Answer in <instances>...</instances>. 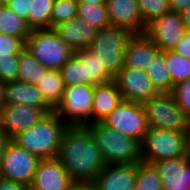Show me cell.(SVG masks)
<instances>
[{
	"mask_svg": "<svg viewBox=\"0 0 190 190\" xmlns=\"http://www.w3.org/2000/svg\"><path fill=\"white\" fill-rule=\"evenodd\" d=\"M57 159L75 182H93L106 166L102 152L86 126H68Z\"/></svg>",
	"mask_w": 190,
	"mask_h": 190,
	"instance_id": "1",
	"label": "cell"
},
{
	"mask_svg": "<svg viewBox=\"0 0 190 190\" xmlns=\"http://www.w3.org/2000/svg\"><path fill=\"white\" fill-rule=\"evenodd\" d=\"M68 125L53 111L11 140L40 159L57 158Z\"/></svg>",
	"mask_w": 190,
	"mask_h": 190,
	"instance_id": "2",
	"label": "cell"
},
{
	"mask_svg": "<svg viewBox=\"0 0 190 190\" xmlns=\"http://www.w3.org/2000/svg\"><path fill=\"white\" fill-rule=\"evenodd\" d=\"M106 164H135L141 161L140 143L102 122L86 125Z\"/></svg>",
	"mask_w": 190,
	"mask_h": 190,
	"instance_id": "3",
	"label": "cell"
},
{
	"mask_svg": "<svg viewBox=\"0 0 190 190\" xmlns=\"http://www.w3.org/2000/svg\"><path fill=\"white\" fill-rule=\"evenodd\" d=\"M189 152L185 132L149 127L140 143L141 161L149 164L185 156Z\"/></svg>",
	"mask_w": 190,
	"mask_h": 190,
	"instance_id": "4",
	"label": "cell"
},
{
	"mask_svg": "<svg viewBox=\"0 0 190 190\" xmlns=\"http://www.w3.org/2000/svg\"><path fill=\"white\" fill-rule=\"evenodd\" d=\"M25 47L47 70L59 71L74 53L54 29H32Z\"/></svg>",
	"mask_w": 190,
	"mask_h": 190,
	"instance_id": "5",
	"label": "cell"
},
{
	"mask_svg": "<svg viewBox=\"0 0 190 190\" xmlns=\"http://www.w3.org/2000/svg\"><path fill=\"white\" fill-rule=\"evenodd\" d=\"M132 35V32L120 27L102 28L98 30L88 48L99 58L112 77L123 67L124 51Z\"/></svg>",
	"mask_w": 190,
	"mask_h": 190,
	"instance_id": "6",
	"label": "cell"
},
{
	"mask_svg": "<svg viewBox=\"0 0 190 190\" xmlns=\"http://www.w3.org/2000/svg\"><path fill=\"white\" fill-rule=\"evenodd\" d=\"M94 86L89 84L65 86L62 100L54 112L68 126H86L93 123Z\"/></svg>",
	"mask_w": 190,
	"mask_h": 190,
	"instance_id": "7",
	"label": "cell"
},
{
	"mask_svg": "<svg viewBox=\"0 0 190 190\" xmlns=\"http://www.w3.org/2000/svg\"><path fill=\"white\" fill-rule=\"evenodd\" d=\"M150 128L186 131L187 114L180 109L171 92H161L143 103Z\"/></svg>",
	"mask_w": 190,
	"mask_h": 190,
	"instance_id": "8",
	"label": "cell"
},
{
	"mask_svg": "<svg viewBox=\"0 0 190 190\" xmlns=\"http://www.w3.org/2000/svg\"><path fill=\"white\" fill-rule=\"evenodd\" d=\"M101 122L139 143L149 128L143 104L126 100H123Z\"/></svg>",
	"mask_w": 190,
	"mask_h": 190,
	"instance_id": "9",
	"label": "cell"
},
{
	"mask_svg": "<svg viewBox=\"0 0 190 190\" xmlns=\"http://www.w3.org/2000/svg\"><path fill=\"white\" fill-rule=\"evenodd\" d=\"M40 158L9 140L0 166V176L20 182L25 186L32 184Z\"/></svg>",
	"mask_w": 190,
	"mask_h": 190,
	"instance_id": "10",
	"label": "cell"
},
{
	"mask_svg": "<svg viewBox=\"0 0 190 190\" xmlns=\"http://www.w3.org/2000/svg\"><path fill=\"white\" fill-rule=\"evenodd\" d=\"M113 80L126 101L143 104L160 93L146 71L140 69L122 67Z\"/></svg>",
	"mask_w": 190,
	"mask_h": 190,
	"instance_id": "11",
	"label": "cell"
},
{
	"mask_svg": "<svg viewBox=\"0 0 190 190\" xmlns=\"http://www.w3.org/2000/svg\"><path fill=\"white\" fill-rule=\"evenodd\" d=\"M185 32L180 13L171 10L153 19L145 30L160 51L173 50Z\"/></svg>",
	"mask_w": 190,
	"mask_h": 190,
	"instance_id": "12",
	"label": "cell"
},
{
	"mask_svg": "<svg viewBox=\"0 0 190 190\" xmlns=\"http://www.w3.org/2000/svg\"><path fill=\"white\" fill-rule=\"evenodd\" d=\"M47 113L25 104H6L0 111V131L10 140L38 123Z\"/></svg>",
	"mask_w": 190,
	"mask_h": 190,
	"instance_id": "13",
	"label": "cell"
},
{
	"mask_svg": "<svg viewBox=\"0 0 190 190\" xmlns=\"http://www.w3.org/2000/svg\"><path fill=\"white\" fill-rule=\"evenodd\" d=\"M75 181L57 158L41 159L32 184L36 190H71Z\"/></svg>",
	"mask_w": 190,
	"mask_h": 190,
	"instance_id": "14",
	"label": "cell"
},
{
	"mask_svg": "<svg viewBox=\"0 0 190 190\" xmlns=\"http://www.w3.org/2000/svg\"><path fill=\"white\" fill-rule=\"evenodd\" d=\"M111 26L129 30L133 34L145 33L144 23L137 0H106Z\"/></svg>",
	"mask_w": 190,
	"mask_h": 190,
	"instance_id": "15",
	"label": "cell"
},
{
	"mask_svg": "<svg viewBox=\"0 0 190 190\" xmlns=\"http://www.w3.org/2000/svg\"><path fill=\"white\" fill-rule=\"evenodd\" d=\"M154 165L159 172L163 190L190 189V152L178 158L160 160Z\"/></svg>",
	"mask_w": 190,
	"mask_h": 190,
	"instance_id": "16",
	"label": "cell"
},
{
	"mask_svg": "<svg viewBox=\"0 0 190 190\" xmlns=\"http://www.w3.org/2000/svg\"><path fill=\"white\" fill-rule=\"evenodd\" d=\"M137 163L106 164L93 183L99 190H135Z\"/></svg>",
	"mask_w": 190,
	"mask_h": 190,
	"instance_id": "17",
	"label": "cell"
},
{
	"mask_svg": "<svg viewBox=\"0 0 190 190\" xmlns=\"http://www.w3.org/2000/svg\"><path fill=\"white\" fill-rule=\"evenodd\" d=\"M61 40L74 52L89 48L99 29L78 16L53 28Z\"/></svg>",
	"mask_w": 190,
	"mask_h": 190,
	"instance_id": "18",
	"label": "cell"
},
{
	"mask_svg": "<svg viewBox=\"0 0 190 190\" xmlns=\"http://www.w3.org/2000/svg\"><path fill=\"white\" fill-rule=\"evenodd\" d=\"M160 49L145 34H133L124 51L123 67L146 71Z\"/></svg>",
	"mask_w": 190,
	"mask_h": 190,
	"instance_id": "19",
	"label": "cell"
},
{
	"mask_svg": "<svg viewBox=\"0 0 190 190\" xmlns=\"http://www.w3.org/2000/svg\"><path fill=\"white\" fill-rule=\"evenodd\" d=\"M6 104H25L42 108L47 114L54 110L46 103L37 85L18 80L5 82Z\"/></svg>",
	"mask_w": 190,
	"mask_h": 190,
	"instance_id": "20",
	"label": "cell"
},
{
	"mask_svg": "<svg viewBox=\"0 0 190 190\" xmlns=\"http://www.w3.org/2000/svg\"><path fill=\"white\" fill-rule=\"evenodd\" d=\"M122 101V95L114 80L96 84L93 94V123L101 122Z\"/></svg>",
	"mask_w": 190,
	"mask_h": 190,
	"instance_id": "21",
	"label": "cell"
},
{
	"mask_svg": "<svg viewBox=\"0 0 190 190\" xmlns=\"http://www.w3.org/2000/svg\"><path fill=\"white\" fill-rule=\"evenodd\" d=\"M37 87L41 91L46 103L55 110L62 100L65 89L60 72L57 70H47L45 76L37 84Z\"/></svg>",
	"mask_w": 190,
	"mask_h": 190,
	"instance_id": "22",
	"label": "cell"
},
{
	"mask_svg": "<svg viewBox=\"0 0 190 190\" xmlns=\"http://www.w3.org/2000/svg\"><path fill=\"white\" fill-rule=\"evenodd\" d=\"M18 81L37 85L47 69L25 47L19 54Z\"/></svg>",
	"mask_w": 190,
	"mask_h": 190,
	"instance_id": "23",
	"label": "cell"
},
{
	"mask_svg": "<svg viewBox=\"0 0 190 190\" xmlns=\"http://www.w3.org/2000/svg\"><path fill=\"white\" fill-rule=\"evenodd\" d=\"M31 30L27 22L7 5H0V33L19 37L25 42Z\"/></svg>",
	"mask_w": 190,
	"mask_h": 190,
	"instance_id": "24",
	"label": "cell"
},
{
	"mask_svg": "<svg viewBox=\"0 0 190 190\" xmlns=\"http://www.w3.org/2000/svg\"><path fill=\"white\" fill-rule=\"evenodd\" d=\"M146 73L156 89L161 92H172L173 83L171 75L165 64V51H159L152 59Z\"/></svg>",
	"mask_w": 190,
	"mask_h": 190,
	"instance_id": "25",
	"label": "cell"
},
{
	"mask_svg": "<svg viewBox=\"0 0 190 190\" xmlns=\"http://www.w3.org/2000/svg\"><path fill=\"white\" fill-rule=\"evenodd\" d=\"M75 53L85 61L86 78H89V85L103 84L113 80L99 58L90 49H79Z\"/></svg>",
	"mask_w": 190,
	"mask_h": 190,
	"instance_id": "26",
	"label": "cell"
},
{
	"mask_svg": "<svg viewBox=\"0 0 190 190\" xmlns=\"http://www.w3.org/2000/svg\"><path fill=\"white\" fill-rule=\"evenodd\" d=\"M54 0H31L28 26L31 29H51V14Z\"/></svg>",
	"mask_w": 190,
	"mask_h": 190,
	"instance_id": "27",
	"label": "cell"
},
{
	"mask_svg": "<svg viewBox=\"0 0 190 190\" xmlns=\"http://www.w3.org/2000/svg\"><path fill=\"white\" fill-rule=\"evenodd\" d=\"M77 12L80 19H84L99 30L111 26L106 3L89 4L78 2Z\"/></svg>",
	"mask_w": 190,
	"mask_h": 190,
	"instance_id": "28",
	"label": "cell"
},
{
	"mask_svg": "<svg viewBox=\"0 0 190 190\" xmlns=\"http://www.w3.org/2000/svg\"><path fill=\"white\" fill-rule=\"evenodd\" d=\"M59 72L65 86L89 84V78H86L85 61L75 52Z\"/></svg>",
	"mask_w": 190,
	"mask_h": 190,
	"instance_id": "29",
	"label": "cell"
},
{
	"mask_svg": "<svg viewBox=\"0 0 190 190\" xmlns=\"http://www.w3.org/2000/svg\"><path fill=\"white\" fill-rule=\"evenodd\" d=\"M135 190H163L159 172L154 164L137 163Z\"/></svg>",
	"mask_w": 190,
	"mask_h": 190,
	"instance_id": "30",
	"label": "cell"
},
{
	"mask_svg": "<svg viewBox=\"0 0 190 190\" xmlns=\"http://www.w3.org/2000/svg\"><path fill=\"white\" fill-rule=\"evenodd\" d=\"M165 64L171 75L173 87L190 78V60L174 50L165 51Z\"/></svg>",
	"mask_w": 190,
	"mask_h": 190,
	"instance_id": "31",
	"label": "cell"
},
{
	"mask_svg": "<svg viewBox=\"0 0 190 190\" xmlns=\"http://www.w3.org/2000/svg\"><path fill=\"white\" fill-rule=\"evenodd\" d=\"M77 0H54L51 14V29L60 23L78 16Z\"/></svg>",
	"mask_w": 190,
	"mask_h": 190,
	"instance_id": "32",
	"label": "cell"
},
{
	"mask_svg": "<svg viewBox=\"0 0 190 190\" xmlns=\"http://www.w3.org/2000/svg\"><path fill=\"white\" fill-rule=\"evenodd\" d=\"M144 23L170 11L169 0H137Z\"/></svg>",
	"mask_w": 190,
	"mask_h": 190,
	"instance_id": "33",
	"label": "cell"
},
{
	"mask_svg": "<svg viewBox=\"0 0 190 190\" xmlns=\"http://www.w3.org/2000/svg\"><path fill=\"white\" fill-rule=\"evenodd\" d=\"M19 54L9 57H0V81H15L18 78Z\"/></svg>",
	"mask_w": 190,
	"mask_h": 190,
	"instance_id": "34",
	"label": "cell"
},
{
	"mask_svg": "<svg viewBox=\"0 0 190 190\" xmlns=\"http://www.w3.org/2000/svg\"><path fill=\"white\" fill-rule=\"evenodd\" d=\"M25 48V42L16 36L0 33V57H9L20 54Z\"/></svg>",
	"mask_w": 190,
	"mask_h": 190,
	"instance_id": "35",
	"label": "cell"
},
{
	"mask_svg": "<svg viewBox=\"0 0 190 190\" xmlns=\"http://www.w3.org/2000/svg\"><path fill=\"white\" fill-rule=\"evenodd\" d=\"M171 93L180 109L190 114V78L175 85Z\"/></svg>",
	"mask_w": 190,
	"mask_h": 190,
	"instance_id": "36",
	"label": "cell"
},
{
	"mask_svg": "<svg viewBox=\"0 0 190 190\" xmlns=\"http://www.w3.org/2000/svg\"><path fill=\"white\" fill-rule=\"evenodd\" d=\"M6 5L28 24L31 0H10Z\"/></svg>",
	"mask_w": 190,
	"mask_h": 190,
	"instance_id": "37",
	"label": "cell"
},
{
	"mask_svg": "<svg viewBox=\"0 0 190 190\" xmlns=\"http://www.w3.org/2000/svg\"><path fill=\"white\" fill-rule=\"evenodd\" d=\"M176 53L190 60V31H186L173 49Z\"/></svg>",
	"mask_w": 190,
	"mask_h": 190,
	"instance_id": "38",
	"label": "cell"
},
{
	"mask_svg": "<svg viewBox=\"0 0 190 190\" xmlns=\"http://www.w3.org/2000/svg\"><path fill=\"white\" fill-rule=\"evenodd\" d=\"M26 186L20 182L0 176V190H25Z\"/></svg>",
	"mask_w": 190,
	"mask_h": 190,
	"instance_id": "39",
	"label": "cell"
},
{
	"mask_svg": "<svg viewBox=\"0 0 190 190\" xmlns=\"http://www.w3.org/2000/svg\"><path fill=\"white\" fill-rule=\"evenodd\" d=\"M189 4L190 0H169L170 10L177 13L182 12Z\"/></svg>",
	"mask_w": 190,
	"mask_h": 190,
	"instance_id": "40",
	"label": "cell"
},
{
	"mask_svg": "<svg viewBox=\"0 0 190 190\" xmlns=\"http://www.w3.org/2000/svg\"><path fill=\"white\" fill-rule=\"evenodd\" d=\"M71 190H99L93 182H75Z\"/></svg>",
	"mask_w": 190,
	"mask_h": 190,
	"instance_id": "41",
	"label": "cell"
},
{
	"mask_svg": "<svg viewBox=\"0 0 190 190\" xmlns=\"http://www.w3.org/2000/svg\"><path fill=\"white\" fill-rule=\"evenodd\" d=\"M182 21L186 31H190V4L180 12Z\"/></svg>",
	"mask_w": 190,
	"mask_h": 190,
	"instance_id": "42",
	"label": "cell"
},
{
	"mask_svg": "<svg viewBox=\"0 0 190 190\" xmlns=\"http://www.w3.org/2000/svg\"><path fill=\"white\" fill-rule=\"evenodd\" d=\"M9 138L0 131V166L3 159L5 148L9 142Z\"/></svg>",
	"mask_w": 190,
	"mask_h": 190,
	"instance_id": "43",
	"label": "cell"
},
{
	"mask_svg": "<svg viewBox=\"0 0 190 190\" xmlns=\"http://www.w3.org/2000/svg\"><path fill=\"white\" fill-rule=\"evenodd\" d=\"M5 105V82L0 81V111Z\"/></svg>",
	"mask_w": 190,
	"mask_h": 190,
	"instance_id": "44",
	"label": "cell"
},
{
	"mask_svg": "<svg viewBox=\"0 0 190 190\" xmlns=\"http://www.w3.org/2000/svg\"><path fill=\"white\" fill-rule=\"evenodd\" d=\"M185 137H186L188 148L190 150V114L187 115Z\"/></svg>",
	"mask_w": 190,
	"mask_h": 190,
	"instance_id": "45",
	"label": "cell"
},
{
	"mask_svg": "<svg viewBox=\"0 0 190 190\" xmlns=\"http://www.w3.org/2000/svg\"><path fill=\"white\" fill-rule=\"evenodd\" d=\"M77 2L89 3V4H101L106 3V0H77Z\"/></svg>",
	"mask_w": 190,
	"mask_h": 190,
	"instance_id": "46",
	"label": "cell"
},
{
	"mask_svg": "<svg viewBox=\"0 0 190 190\" xmlns=\"http://www.w3.org/2000/svg\"><path fill=\"white\" fill-rule=\"evenodd\" d=\"M10 0H0V5H6Z\"/></svg>",
	"mask_w": 190,
	"mask_h": 190,
	"instance_id": "47",
	"label": "cell"
},
{
	"mask_svg": "<svg viewBox=\"0 0 190 190\" xmlns=\"http://www.w3.org/2000/svg\"><path fill=\"white\" fill-rule=\"evenodd\" d=\"M25 190H36V189H34L33 187H31V186L29 185V186H26Z\"/></svg>",
	"mask_w": 190,
	"mask_h": 190,
	"instance_id": "48",
	"label": "cell"
}]
</instances>
